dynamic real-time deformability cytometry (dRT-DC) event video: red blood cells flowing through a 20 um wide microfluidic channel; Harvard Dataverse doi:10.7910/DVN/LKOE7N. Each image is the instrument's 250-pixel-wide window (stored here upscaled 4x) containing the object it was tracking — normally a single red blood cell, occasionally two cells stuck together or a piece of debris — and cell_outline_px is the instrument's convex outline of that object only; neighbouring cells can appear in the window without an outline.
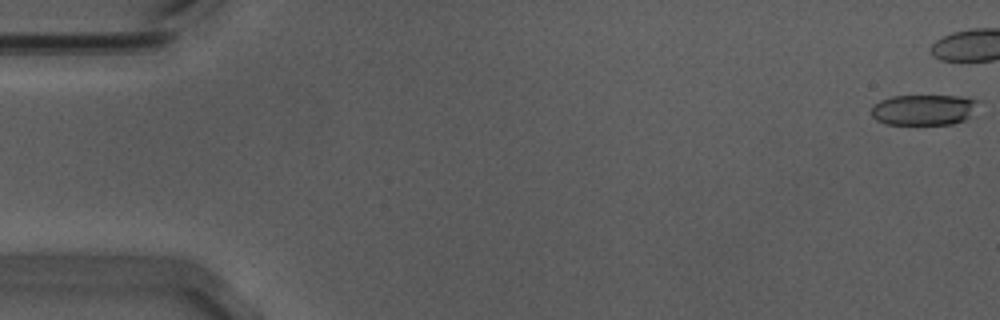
{"species": "Egyptian fruit bat (a non-hibernating species)", "species_latin": "Rousettus aegyptiacus", "temperature_condition": "warm", "stored_images_in_passage": 7, "camera_frame_rate_fps": 3000, "um_per_image_px": 0.085, "animal": {"sex": "male"}, "frame": {"image": 1, "passage_image": 1, "time_ms": 0.0, "image_size_px": [1000, 320], "cell_outline_px": [[980, 100], [968, 116], [964, 120], [952, 124], [884, 124], [876, 120], [872, 116], [872, 104], [880, 100], [892, 96], [960, 96]], "centroid_in_image_um": [78.46, 9.33], "position_along_channel_um": 6.5, "area_um2": 19.02}}